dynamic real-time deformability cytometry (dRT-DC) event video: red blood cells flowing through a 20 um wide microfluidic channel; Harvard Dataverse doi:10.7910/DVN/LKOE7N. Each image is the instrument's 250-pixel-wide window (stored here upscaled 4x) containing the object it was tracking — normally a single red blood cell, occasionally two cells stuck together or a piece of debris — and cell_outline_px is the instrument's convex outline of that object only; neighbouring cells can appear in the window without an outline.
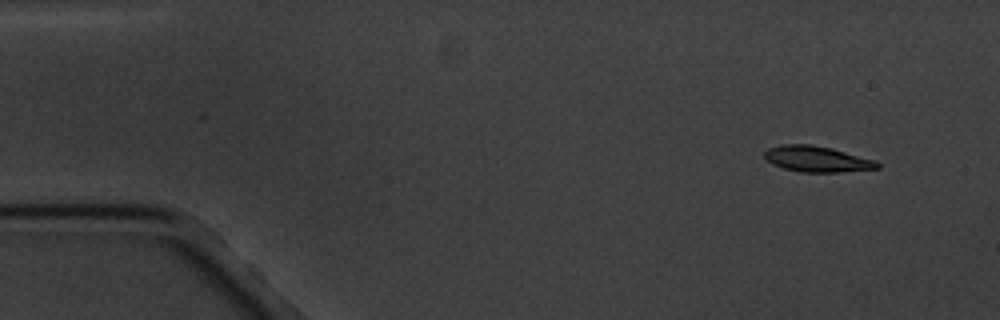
{"species": "common noctule bat (a hibernating species)", "species_latin": "Nyctalus noctula", "temperature_condition": "cold", "stored_images_in_passage": 4, "segment_of_instrument_passage": [2, 2], "camera_frame_rate_fps": 3000, "um_per_image_px": 0.085, "animal": {"sex": "male", "body_mass_g": 20.1, "forearm_length_mm": 53.5}, "frame": {"image": 1, "passage_image": 4, "time_ms": 4.333, "image_size_px": [1000, 320], "cell_outline_px": [[880, 168], [840, 172], [800, 172], [784, 168], [768, 160], [764, 156], [764, 152], [768, 148], [784, 144], [812, 144], [832, 148], [876, 160], [880, 164]], "centroid_in_image_um": [69.49, 13.51], "position_along_channel_um": 15.5, "area_um2": 16.94}}